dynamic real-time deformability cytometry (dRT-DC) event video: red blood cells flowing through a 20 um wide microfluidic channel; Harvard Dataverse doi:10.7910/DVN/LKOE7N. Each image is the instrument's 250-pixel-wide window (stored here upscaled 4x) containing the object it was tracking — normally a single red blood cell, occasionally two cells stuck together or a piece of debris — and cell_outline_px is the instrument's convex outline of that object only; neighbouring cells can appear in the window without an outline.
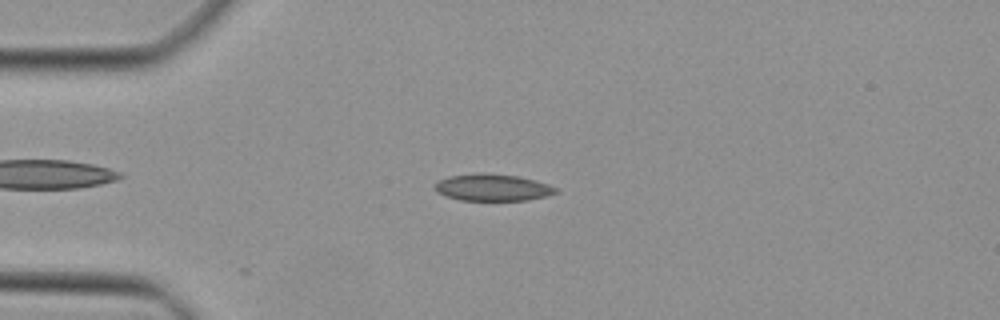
{"species": "Egyptian fruit bat (a non-hibernating species)", "species_latin": "Rousettus aegyptiacus", "temperature_condition": "cold", "stored_images_in_passage": 28, "camera_frame_rate_fps": 3000, "um_per_image_px": 0.085, "animal": {"sex": "female"}, "frame": {"image": 1, "passage_image": 5, "time_ms": 1.333, "image_size_px": [1000, 320], "cell_outline_px": [[560, 192], [528, 200], [460, 200], [444, 196], [436, 192], [432, 188], [432, 184], [448, 176], [480, 172], [516, 176], [548, 184], [560, 188]], "centroid_in_image_um": [41.82, 15.93], "position_along_channel_um": 43.2, "area_um2": 19.13}}
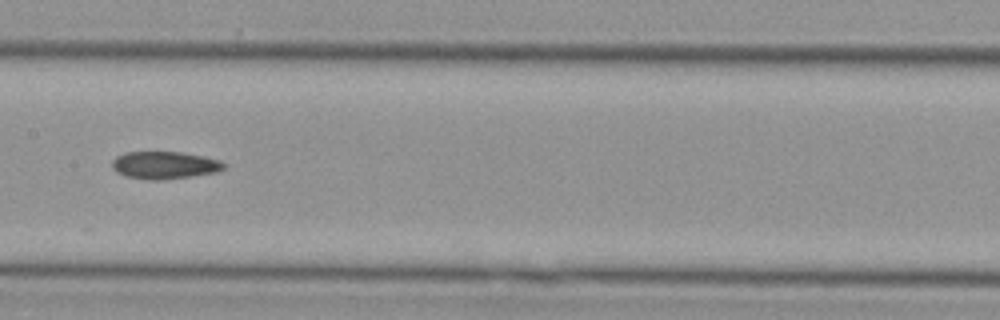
{"frame": {"image": 2, "passage_image": 17, "time_ms": 5.333, "image_size_px": [1000, 320], "cell_outline_px": [[224, 168], [216, 172], [160, 180], [148, 180], [124, 176], [116, 172], [112, 168], [112, 160], [116, 156], [124, 152], [184, 152], [204, 156], [220, 160], [224, 164]], "centroid_in_image_um": [13.93, 14.03], "position_along_channel_um": 193.5, "area_um2": 17.92}}
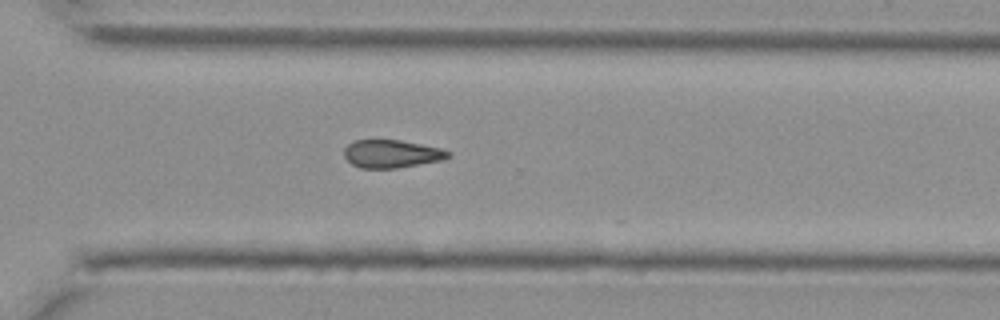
{"frame": {"image": 3, "passage_image": 27, "time_ms": 8.667, "image_size_px": [1000, 320], "cell_outline_px": [[452, 156], [440, 160], [396, 168], [360, 168], [352, 164], [344, 156], [344, 148], [352, 140], [400, 140], [440, 148], [452, 152]], "centroid_in_image_um": [33.27, 13.07], "position_along_channel_um": 337.3, "area_um2": 16.88}}